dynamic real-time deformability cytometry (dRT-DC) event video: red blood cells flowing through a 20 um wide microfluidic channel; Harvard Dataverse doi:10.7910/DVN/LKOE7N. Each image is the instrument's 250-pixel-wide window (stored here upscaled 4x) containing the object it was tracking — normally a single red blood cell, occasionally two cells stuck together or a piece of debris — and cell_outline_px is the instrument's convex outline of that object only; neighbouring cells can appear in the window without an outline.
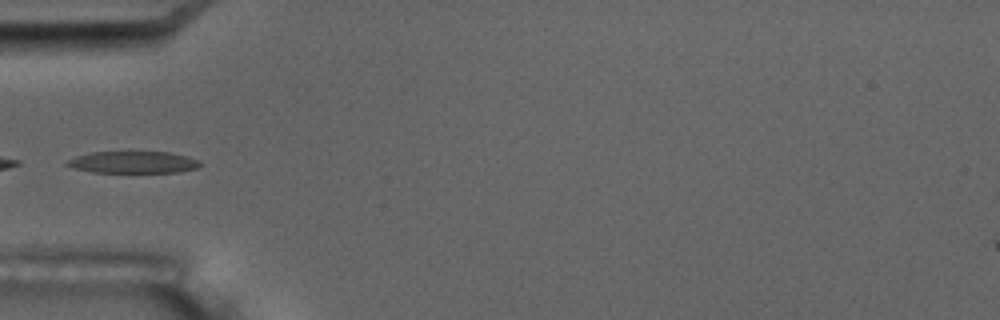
{"species": "common noctule bat (a hibernating species)", "species_latin": "Nyctalus noctula", "temperature_condition": "room temperature", "stored_images_in_passage": 6, "camera_frame_rate_fps": 3000, "um_per_image_px": 0.085, "animal": {"sex": "male", "body_mass_g": 17.5, "forearm_length_mm": 52.3}, "frame": {"image": 1, "passage_image": 6, "time_ms": 5.667, "image_size_px": [1000, 320], "cell_outline_px": [[200, 164], [196, 168], [180, 172], [92, 172], [76, 168], [68, 164], [68, 160], [76, 156], [92, 152], [168, 152], [188, 156], [200, 160]], "centroid_in_image_um": [11.38, 13.78], "position_along_channel_um": 73.6, "area_um2": 16.7}}